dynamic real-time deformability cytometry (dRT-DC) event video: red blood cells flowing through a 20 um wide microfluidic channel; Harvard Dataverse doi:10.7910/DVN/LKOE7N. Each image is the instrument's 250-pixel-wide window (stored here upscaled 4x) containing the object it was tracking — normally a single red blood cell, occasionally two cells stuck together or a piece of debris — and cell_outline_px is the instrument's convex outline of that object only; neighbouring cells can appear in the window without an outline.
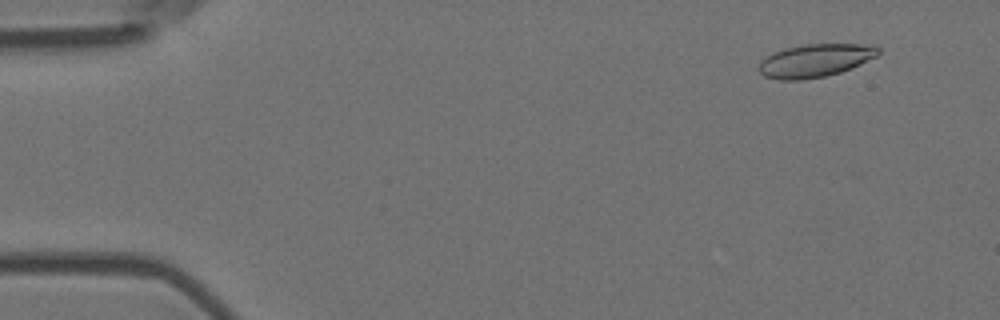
{"species": "Egyptian fruit bat (a non-hibernating species)", "species_latin": "Rousettus aegyptiacus", "temperature_condition": "room temperature", "stored_images_in_passage": 14, "camera_frame_rate_fps": 3000, "um_per_image_px": 0.085, "animal": {"sex": "female"}, "frame": {"image": 1, "passage_image": 5, "time_ms": 1.333, "image_size_px": [1000, 320], "cell_outline_px": [[880, 52], [876, 56], [860, 64], [840, 72], [824, 76], [800, 80], [780, 80], [764, 76], [756, 68], [760, 60], [772, 52], [784, 48], [804, 44], [872, 44], [880, 48]], "centroid_in_image_um": [69.24, 5.13], "position_along_channel_um": 15.8, "area_um2": 23.18}}